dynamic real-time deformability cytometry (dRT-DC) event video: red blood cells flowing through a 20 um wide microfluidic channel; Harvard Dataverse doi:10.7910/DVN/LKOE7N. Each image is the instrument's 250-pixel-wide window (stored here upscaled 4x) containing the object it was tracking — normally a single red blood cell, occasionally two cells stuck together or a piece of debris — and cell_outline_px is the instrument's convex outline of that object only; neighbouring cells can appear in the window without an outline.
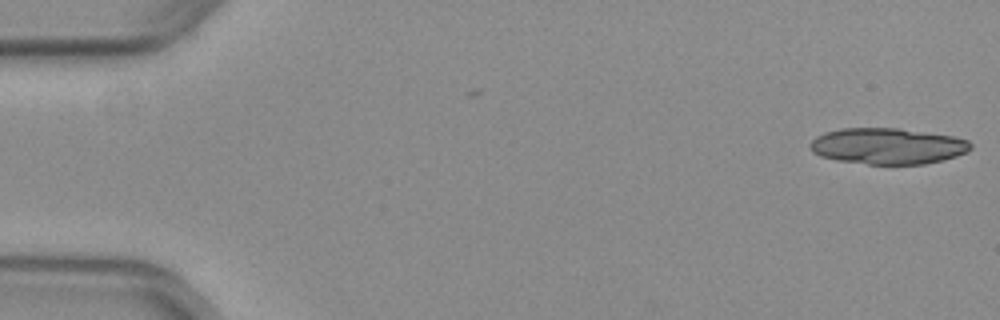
{"species": "common noctule bat (a hibernating species)", "species_latin": "Nyctalus noctula", "temperature_condition": "warm", "stored_images_in_passage": 7, "camera_frame_rate_fps": 3000, "um_per_image_px": 0.085, "animal": {"sex": "female", "body_mass_g": 29.2, "forearm_length_mm": 56.3}, "frame": {"image": 1, "passage_image": 7, "time_ms": 2.0, "image_size_px": [1000, 320], "cell_outline_px": [[972, 148], [968, 152], [956, 156], [924, 164], [868, 164], [836, 160], [820, 156], [812, 152], [808, 144], [816, 136], [824, 132], [844, 128], [896, 128], [952, 136], [968, 140], [972, 144]], "centroid_in_image_um": [75.42, 12.42], "position_along_channel_um": 9.6, "area_um2": 33.76}}